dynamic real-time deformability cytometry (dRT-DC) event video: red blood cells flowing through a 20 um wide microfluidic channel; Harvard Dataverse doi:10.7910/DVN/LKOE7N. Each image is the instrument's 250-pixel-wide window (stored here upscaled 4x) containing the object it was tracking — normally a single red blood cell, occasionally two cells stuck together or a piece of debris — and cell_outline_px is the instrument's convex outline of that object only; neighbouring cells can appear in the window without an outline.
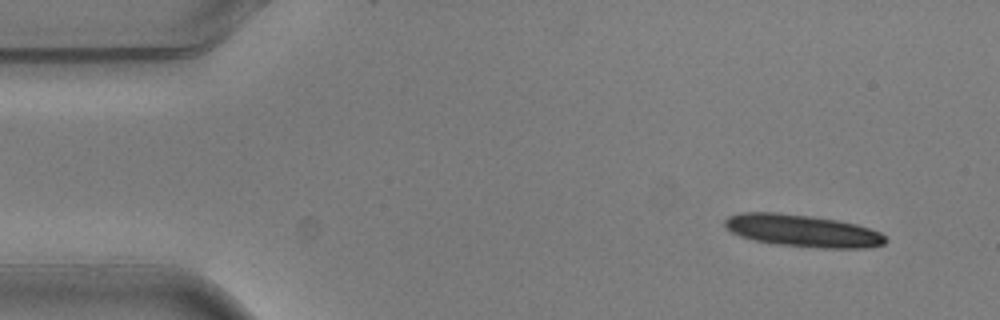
{"species": "common noctule bat (a hibernating species)", "species_latin": "Nyctalus noctula", "temperature_condition": "warm", "stored_images_in_passage": 5, "camera_frame_rate_fps": 3000, "um_per_image_px": 0.085, "animal": {"sex": "male", "body_mass_g": 20.5, "forearm_length_mm": 52.5}, "frame": {"image": 1, "passage_image": 1, "time_ms": 0.0, "image_size_px": [1000, 320], "cell_outline_px": [[888, 240], [884, 244], [868, 248], [820, 248], [776, 244], [756, 240], [740, 236], [724, 228], [724, 220], [728, 216], [740, 212], [776, 212], [812, 216], [836, 220], [856, 224], [880, 232]], "centroid_in_image_um": [68.2, 19.61], "position_along_channel_um": 16.8, "area_um2": 30.23}}
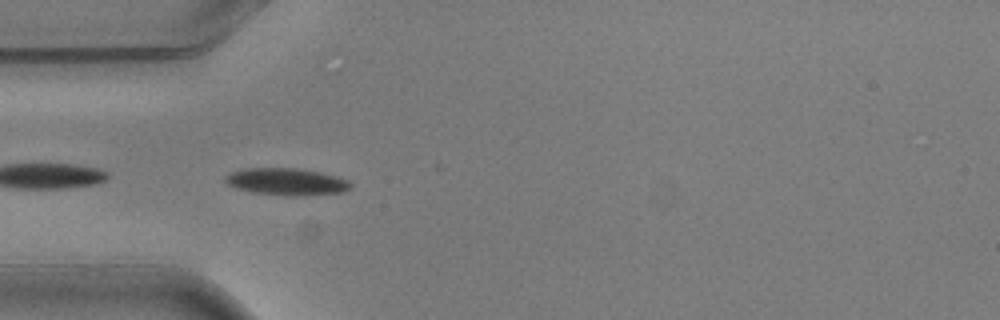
{"frame": {"image": 2, "passage_image": 4, "time_ms": 1.0, "image_size_px": [1000, 320], "cell_outline_px": [[352, 188], [344, 192], [292, 196], [252, 192], [236, 188], [228, 184], [224, 180], [224, 176], [232, 172], [244, 168], [296, 168], [320, 172], [336, 176], [348, 180], [352, 184]], "centroid_in_image_um": [24.36, 15.44], "position_along_channel_um": 60.6, "area_um2": 19.71}}